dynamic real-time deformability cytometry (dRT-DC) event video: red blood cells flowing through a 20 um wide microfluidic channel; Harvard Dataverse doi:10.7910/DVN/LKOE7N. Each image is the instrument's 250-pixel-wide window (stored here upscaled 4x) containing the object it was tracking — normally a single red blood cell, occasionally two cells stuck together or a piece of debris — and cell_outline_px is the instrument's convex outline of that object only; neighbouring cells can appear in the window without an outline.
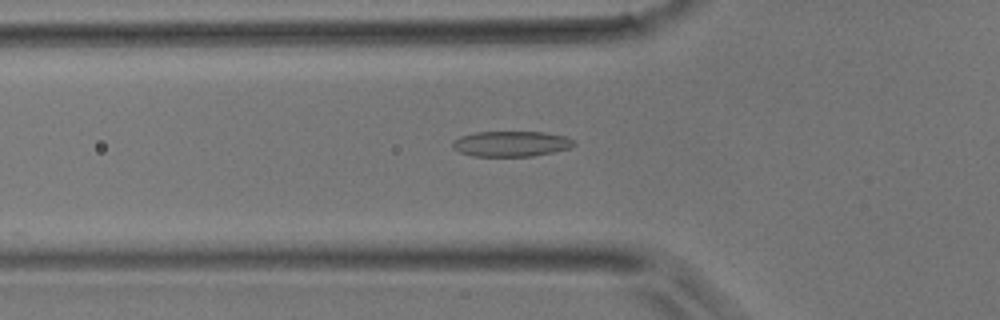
{"species": "common noctule bat (a hibernating species)", "species_latin": "Nyctalus noctula", "temperature_condition": "room temperature", "stored_images_in_passage": 27, "camera_frame_rate_fps": 3000, "um_per_image_px": 0.085, "animal": {"sex": "male", "body_mass_g": 17.9}, "frame": {"image": 1, "passage_image": 15, "time_ms": 4.667, "image_size_px": [1000, 320], "cell_outline_px": [[576, 144], [572, 148], [532, 156], [472, 156], [460, 152], [452, 148], [452, 144], [460, 136], [476, 132], [544, 132], [568, 136], [576, 140]], "centroid_in_image_um": [43.51, 12.22], "position_along_channel_um": 82.3, "area_um2": 18.15}}
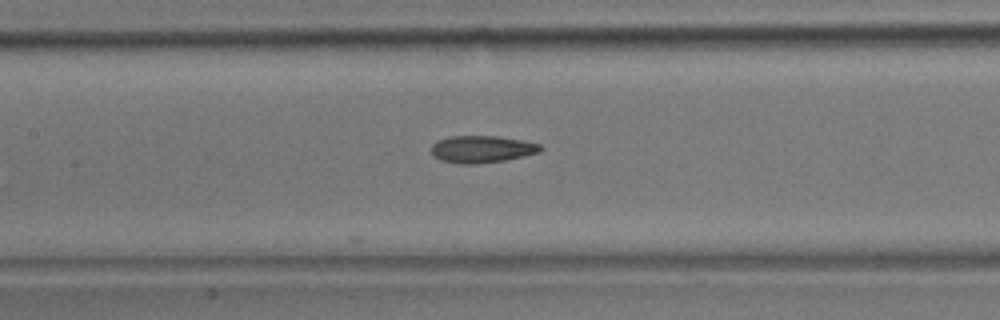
{"frame": {"image": 2, "passage_image": 21, "time_ms": 6.667, "image_size_px": [1000, 320], "cell_outline_px": [[544, 148], [540, 152], [524, 156], [504, 160], [476, 164], [460, 164], [440, 160], [432, 156], [432, 144], [436, 140], [448, 136], [496, 136], [524, 140], [540, 144]], "centroid_in_image_um": [40.95, 12.67], "position_along_channel_um": 166.5, "area_um2": 17.46}}
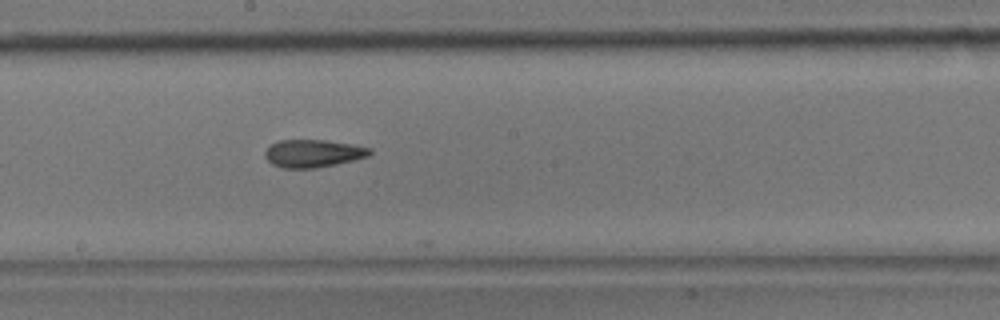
{"frame": {"image": 3, "passage_image": 25, "time_ms": 8.0, "image_size_px": [1000, 320], "cell_outline_px": [[372, 152], [368, 156], [336, 164], [316, 168], [284, 168], [272, 164], [264, 156], [264, 152], [272, 144], [280, 140], [324, 140], [352, 144], [372, 148]], "centroid_in_image_um": [26.62, 13.04], "position_along_channel_um": 221.6, "area_um2": 16.82}}